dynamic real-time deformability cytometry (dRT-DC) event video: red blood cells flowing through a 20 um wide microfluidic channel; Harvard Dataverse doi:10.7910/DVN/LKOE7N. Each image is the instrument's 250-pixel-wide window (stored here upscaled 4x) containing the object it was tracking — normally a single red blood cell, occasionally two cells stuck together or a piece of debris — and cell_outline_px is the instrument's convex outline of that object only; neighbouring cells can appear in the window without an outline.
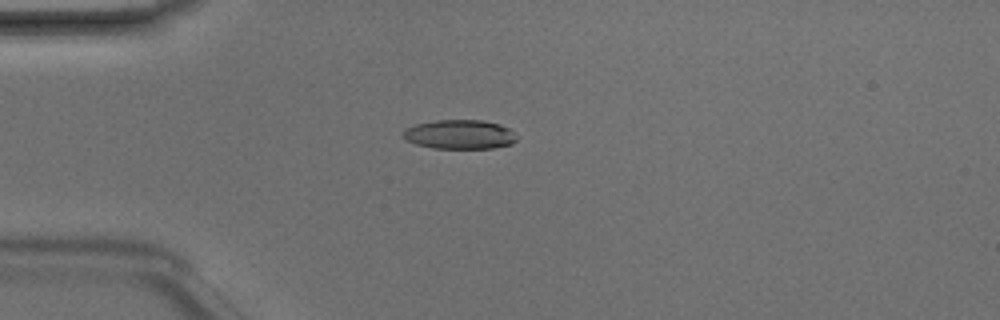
{"species": "Egyptian fruit bat (a non-hibernating species)", "species_latin": "Rousettus aegyptiacus", "temperature_condition": "room temperature", "stored_images_in_passage": 2, "camera_frame_rate_fps": 3000, "um_per_image_px": 0.085, "animal": {"sex": "male"}, "frame": {"image": 1, "passage_image": 2, "time_ms": 0.333, "image_size_px": [1000, 320], "cell_outline_px": [[516, 140], [512, 144], [492, 148], [432, 148], [416, 144], [400, 136], [404, 128], [416, 124], [436, 120], [484, 120], [500, 124], [508, 128], [512, 132]], "centroid_in_image_um": [39.03, 11.42], "position_along_channel_um": 46.0, "area_um2": 19.36}}